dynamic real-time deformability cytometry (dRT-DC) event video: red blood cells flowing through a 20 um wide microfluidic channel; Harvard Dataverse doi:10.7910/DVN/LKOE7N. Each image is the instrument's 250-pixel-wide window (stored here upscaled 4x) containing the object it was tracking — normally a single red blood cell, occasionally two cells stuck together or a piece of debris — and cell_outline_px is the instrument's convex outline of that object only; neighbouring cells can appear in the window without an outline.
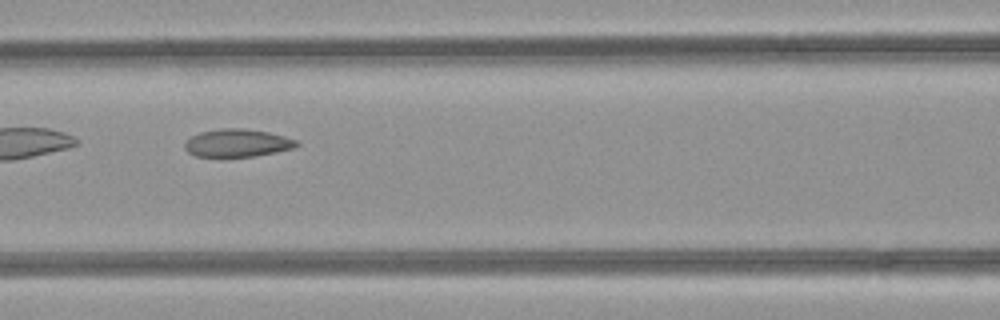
{"species": "common noctule bat (a hibernating species)", "species_latin": "Nyctalus noctula", "temperature_condition": "room temperature", "stored_images_in_passage": 6, "camera_frame_rate_fps": 3000, "um_per_image_px": 0.085, "animal": {"sex": "female", "body_mass_g": 21.9}, "frame": {"image": 1, "passage_image": 6, "time_ms": 1.667, "image_size_px": [1000, 320], "cell_outline_px": [[300, 144], [296, 148], [256, 156], [196, 156], [188, 152], [184, 148], [184, 144], [192, 136], [200, 132], [220, 128], [244, 128], [268, 132], [300, 140]], "centroid_in_image_um": [20.23, 12.15], "position_along_channel_um": 146.4, "area_um2": 18.21}}